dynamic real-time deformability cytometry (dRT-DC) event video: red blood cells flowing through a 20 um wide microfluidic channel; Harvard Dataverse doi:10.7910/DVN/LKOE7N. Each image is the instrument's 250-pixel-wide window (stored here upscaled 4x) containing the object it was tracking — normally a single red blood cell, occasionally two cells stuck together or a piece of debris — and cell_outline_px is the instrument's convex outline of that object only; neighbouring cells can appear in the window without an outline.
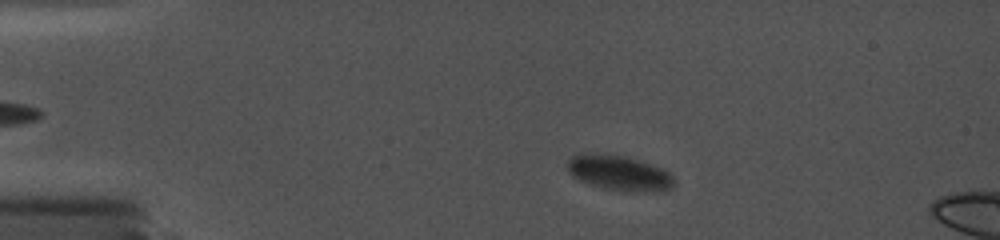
{"species": "common noctule bat (a hibernating species)", "species_latin": "Nyctalus noctula", "temperature_condition": "cold", "stored_images_in_passage": 22, "camera_frame_rate_fps": 5000, "um_per_image_px": 0.085, "animal": {"sex": "female", "body_mass_g": 19.0, "forearm_length_mm": 56.7}, "frame": {"image": 1, "passage_image": 13, "time_ms": 2.6, "image_size_px": [1000, 240], "cell_outline_px": [[676, 184], [672, 188], [656, 192], [624, 192], [604, 188], [580, 180], [572, 176], [568, 172], [568, 160], [572, 156], [588, 152], [624, 156], [664, 168], [672, 176]], "centroid_in_image_um": [52.66, 14.71], "position_along_channel_um": 32.3, "area_um2": 22.02}}